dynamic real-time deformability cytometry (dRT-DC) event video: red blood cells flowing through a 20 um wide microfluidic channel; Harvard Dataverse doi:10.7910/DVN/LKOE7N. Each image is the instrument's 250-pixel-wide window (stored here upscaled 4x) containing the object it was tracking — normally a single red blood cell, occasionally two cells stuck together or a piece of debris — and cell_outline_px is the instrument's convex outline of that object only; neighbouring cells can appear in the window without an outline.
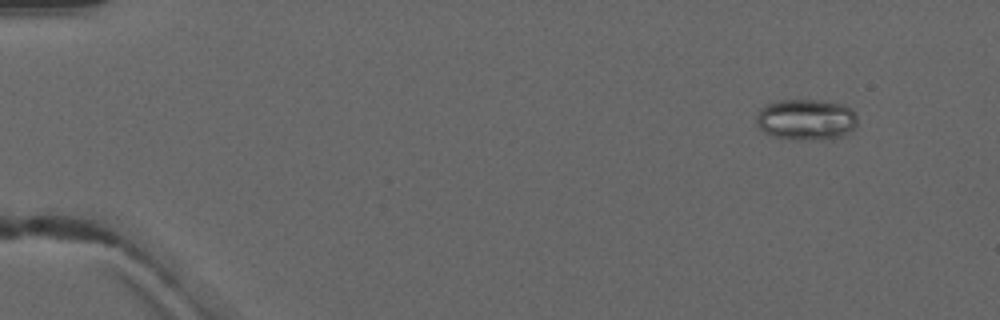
{"species": "common noctule bat (a hibernating species)", "species_latin": "Nyctalus noctula", "temperature_condition": "warm", "stored_images_in_passage": 5, "camera_frame_rate_fps": 3000, "um_per_image_px": 0.085, "animal": {"sex": "male", "forearm_length_mm": 52.5}, "frame": {"image": 1, "passage_image": 2, "time_ms": 1.333, "image_size_px": [1000, 320], "cell_outline_px": [[856, 124], [848, 132], [832, 140], [792, 140], [772, 136], [764, 132], [756, 124], [756, 116], [760, 108], [764, 104], [776, 100], [824, 100], [844, 104], [856, 112]], "centroid_in_image_um": [68.49, 10.16], "position_along_channel_um": 16.5, "area_um2": 24.74}}